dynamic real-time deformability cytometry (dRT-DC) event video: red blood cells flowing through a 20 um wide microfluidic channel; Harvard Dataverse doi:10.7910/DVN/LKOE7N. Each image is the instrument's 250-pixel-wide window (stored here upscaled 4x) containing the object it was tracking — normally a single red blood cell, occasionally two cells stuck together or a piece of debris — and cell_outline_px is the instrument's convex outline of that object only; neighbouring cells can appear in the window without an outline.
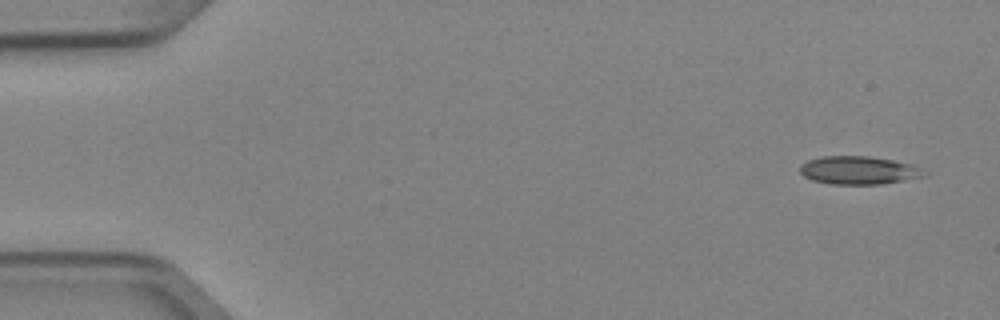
{"species": "Egyptian fruit bat (a non-hibernating species)", "species_latin": "Rousettus aegyptiacus", "temperature_condition": "cold", "stored_images_in_passage": 5, "camera_frame_rate_fps": 3000, "um_per_image_px": 0.085, "animal": {"sex": "female"}, "frame": {"image": 1, "passage_image": 1, "time_ms": 0.0, "image_size_px": [1000, 320], "cell_outline_px": [[932, 172], [928, 176], [880, 184], [832, 184], [812, 180], [804, 176], [800, 172], [800, 164], [808, 160], [820, 156], [868, 156], [892, 160], [912, 164]], "centroid_in_image_um": [73.05, 14.47], "position_along_channel_um": 12.0, "area_um2": 20.63}}
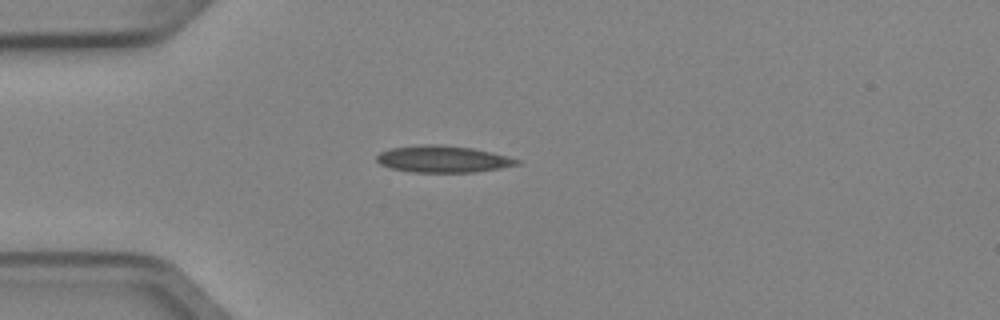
{"frame": {"image": 2, "passage_image": 4, "time_ms": 1.0, "image_size_px": [1000, 320], "cell_outline_px": [[520, 164], [500, 168], [476, 172], [412, 172], [392, 168], [380, 164], [376, 160], [376, 156], [380, 152], [392, 148], [424, 144], [436, 144], [472, 148], [520, 160]], "centroid_in_image_um": [37.61, 13.52], "position_along_channel_um": 47.4, "area_um2": 21.56}}